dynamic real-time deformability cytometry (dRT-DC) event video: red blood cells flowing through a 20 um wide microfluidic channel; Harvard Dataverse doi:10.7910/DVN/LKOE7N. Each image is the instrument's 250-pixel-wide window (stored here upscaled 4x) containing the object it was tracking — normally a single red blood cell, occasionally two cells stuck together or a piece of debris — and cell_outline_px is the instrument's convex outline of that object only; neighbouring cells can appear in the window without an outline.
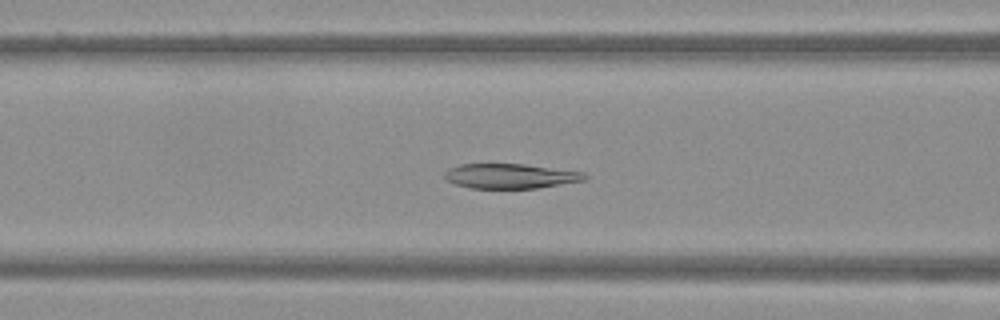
{"species": "Egyptian fruit bat (a non-hibernating species)", "species_latin": "Rousettus aegyptiacus", "temperature_condition": "warm", "stored_images_in_passage": 51, "camera_frame_rate_fps": 3000, "um_per_image_px": 0.085, "frame": {"image": 1, "passage_image": 20, "time_ms": 6.333, "image_size_px": [1000, 320], "cell_outline_px": [[588, 176], [584, 180], [536, 188], [472, 188], [456, 184], [448, 180], [444, 176], [444, 172], [448, 168], [460, 164], [524, 164], [584, 172]], "centroid_in_image_um": [43.36, 14.96], "position_along_channel_um": 123.2, "area_um2": 20.06}}
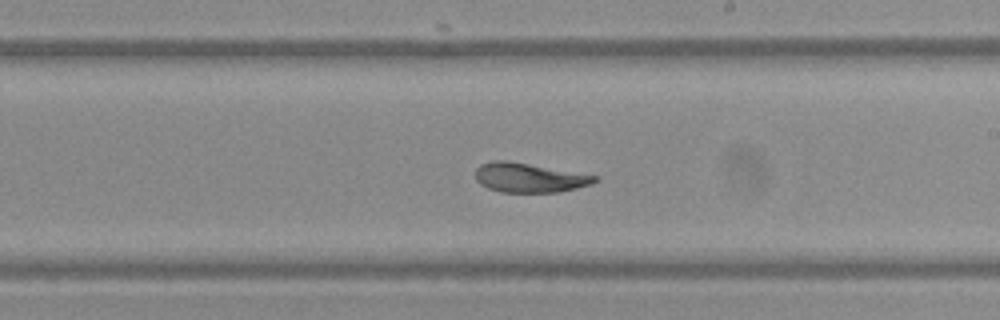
{"frame": {"image": 2, "passage_image": 29, "time_ms": 9.333, "image_size_px": [1000, 320], "cell_outline_px": [[600, 180], [592, 184], [560, 192], [500, 192], [488, 188], [480, 184], [476, 180], [476, 168], [480, 164], [492, 160], [508, 160], [600, 176]], "centroid_in_image_um": [45.01, 15.09], "position_along_channel_um": 244.0, "area_um2": 20.69}}
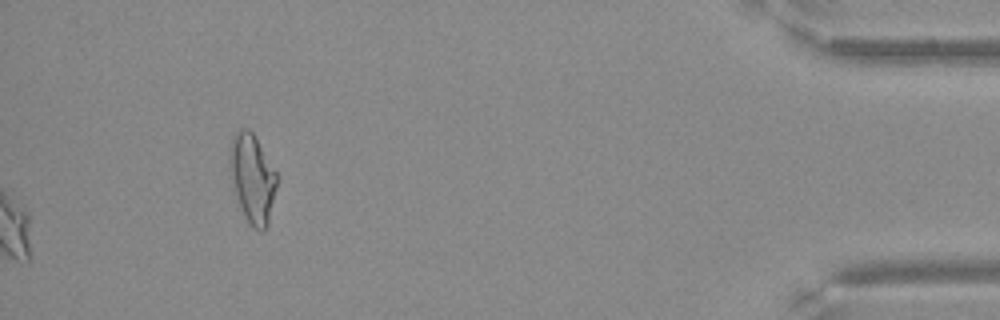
{"frame": {"image": 3, "passage_image": 51, "time_ms": 16.667, "image_size_px": [1000, 320], "cell_outline_px": [[276, 188], [268, 224], [264, 232], [260, 232], [244, 216], [240, 208], [232, 188], [228, 172], [228, 148], [232, 136], [236, 132], [244, 128], [248, 128], [256, 136], [276, 172]], "centroid_in_image_um": [21.4, 15.12], "position_along_channel_um": 413.8, "area_um2": 24.8}}